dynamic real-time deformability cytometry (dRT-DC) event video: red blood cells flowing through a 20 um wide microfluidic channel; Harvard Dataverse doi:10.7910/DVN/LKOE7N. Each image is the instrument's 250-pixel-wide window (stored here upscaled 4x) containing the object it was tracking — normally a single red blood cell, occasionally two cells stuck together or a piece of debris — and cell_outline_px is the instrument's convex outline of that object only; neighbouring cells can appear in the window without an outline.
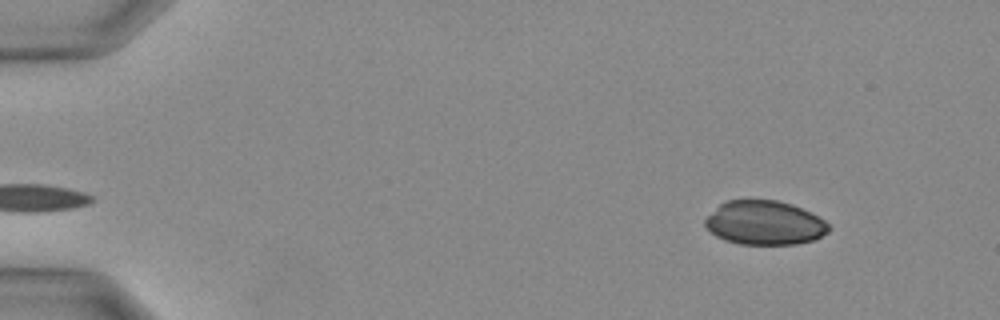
{"species": "Egyptian fruit bat (a non-hibernating species)", "species_latin": "Rousettus aegyptiacus", "temperature_condition": "warm", "stored_images_in_passage": 31, "camera_frame_rate_fps": 3000, "um_per_image_px": 0.085, "animal": {"sex": "female"}, "frame": {"image": 1, "passage_image": 1, "time_ms": 0.0, "image_size_px": [1000, 320], "cell_outline_px": [[832, 228], [828, 232], [812, 240], [796, 244], [740, 244], [724, 240], [716, 236], [704, 224], [704, 220], [720, 204], [728, 200], [776, 200], [792, 204], [824, 220]], "centroid_in_image_um": [64.98, 18.94], "position_along_channel_um": 20.0, "area_um2": 31.44}}
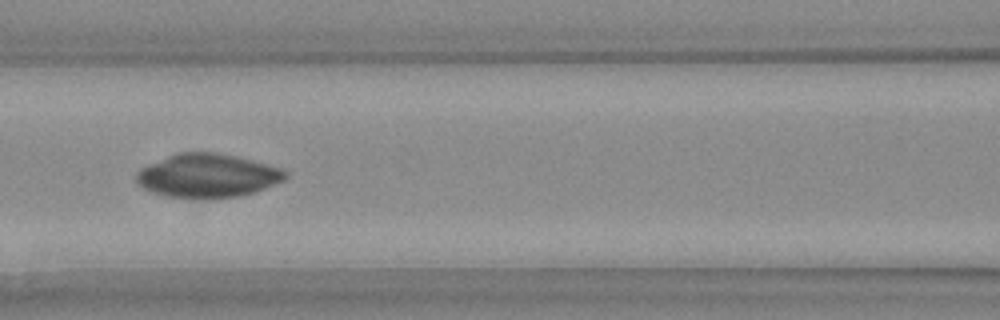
{"frame": {"image": 2, "passage_image": 13, "time_ms": 4.0, "image_size_px": [1000, 320], "cell_outline_px": [[288, 176], [284, 180], [252, 192], [232, 196], [168, 196], [152, 192], [144, 188], [136, 180], [136, 172], [140, 168], [148, 164], [176, 152], [216, 152], [236, 156], [252, 160], [280, 168], [288, 172]], "centroid_in_image_um": [17.61, 14.88], "position_along_channel_um": 149.0, "area_um2": 36.93}}
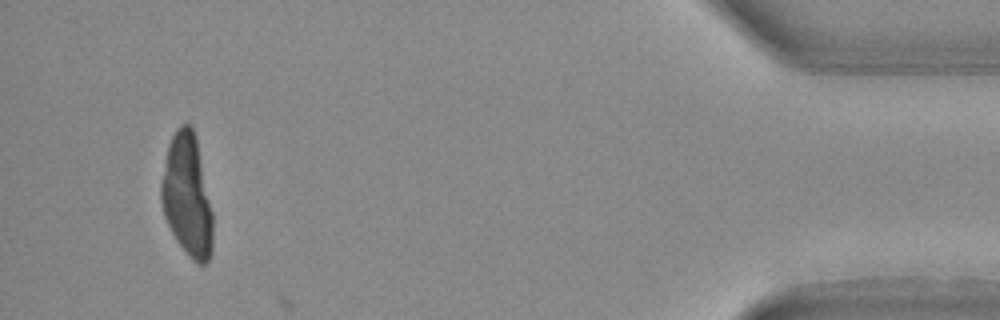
{"frame": {"image": 3, "passage_image": 30, "time_ms": 9.667, "image_size_px": [1000, 320], "cell_outline_px": [[212, 252], [208, 260], [204, 264], [196, 264], [180, 244], [172, 232], [164, 216], [160, 200], [160, 184], [168, 144], [176, 128], [180, 124], [188, 124], [192, 128], [196, 140], [212, 212]], "centroid_in_image_um": [15.88, 16.63], "position_along_channel_um": 419.3, "area_um2": 36.3}}